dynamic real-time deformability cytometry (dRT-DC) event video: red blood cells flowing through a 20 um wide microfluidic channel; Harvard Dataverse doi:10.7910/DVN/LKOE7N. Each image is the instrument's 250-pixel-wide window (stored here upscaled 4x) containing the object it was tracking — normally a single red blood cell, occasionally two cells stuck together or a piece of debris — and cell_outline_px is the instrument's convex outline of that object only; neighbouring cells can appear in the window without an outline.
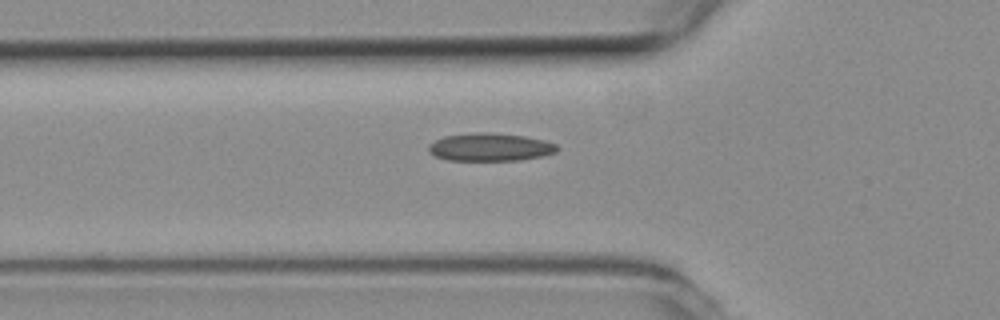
{"species": "common noctule bat (a hibernating species)", "species_latin": "Nyctalus noctula", "temperature_condition": "room temperature", "stored_images_in_passage": 26, "camera_frame_rate_fps": 3000, "um_per_image_px": 0.085, "animal": {"sex": "female", "body_mass_g": 19.3, "forearm_length_mm": 54.1}, "frame": {"image": 1, "passage_image": 2, "time_ms": 0.333, "image_size_px": [1000, 320], "cell_outline_px": [[560, 148], [556, 152], [544, 156], [520, 160], [448, 160], [436, 156], [428, 152], [428, 144], [444, 136], [476, 132], [488, 132], [524, 136], [544, 140], [556, 144]], "centroid_in_image_um": [41.67, 12.5], "position_along_channel_um": 84.1, "area_um2": 20.98}}
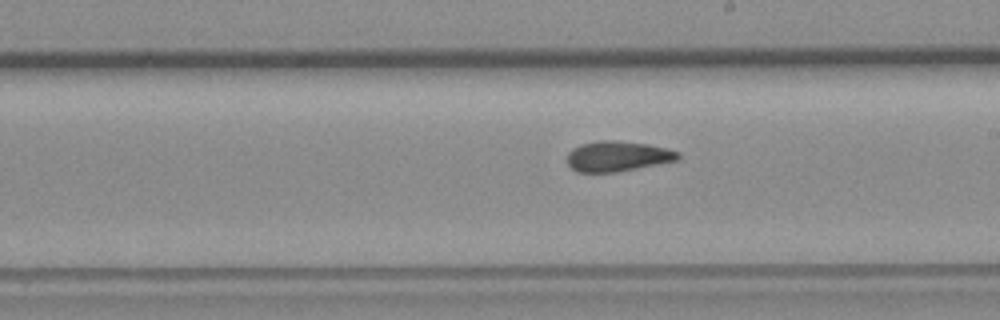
{"frame": {"image": 2, "passage_image": 14, "time_ms": 4.333, "image_size_px": [1000, 320], "cell_outline_px": [[680, 160], [616, 172], [576, 172], [568, 164], [568, 152], [572, 148], [580, 144], [600, 140], [616, 140], [648, 144], [668, 148], [680, 152]], "centroid_in_image_um": [52.52, 13.27], "position_along_channel_um": 236.5, "area_um2": 19.77}}
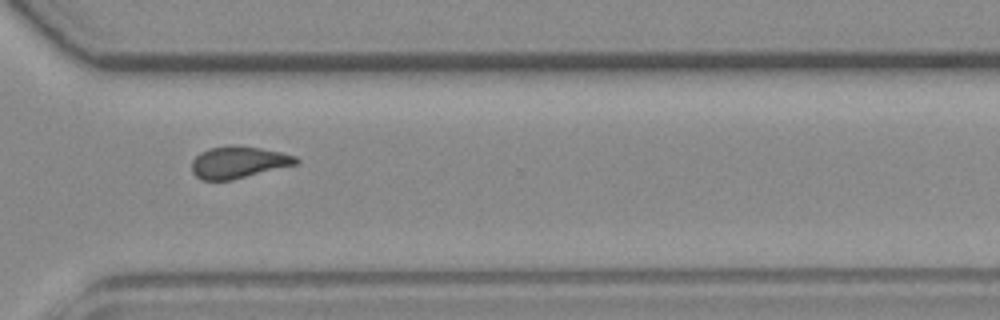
{"frame": {"image": 3, "passage_image": 23, "time_ms": 7.333, "image_size_px": [1000, 320], "cell_outline_px": [[300, 160], [296, 164], [232, 180], [204, 180], [196, 176], [192, 172], [192, 160], [200, 152], [208, 148], [228, 144], [232, 144], [260, 148], [280, 152], [296, 156]], "centroid_in_image_um": [20.24, 13.78], "position_along_channel_um": 350.4, "area_um2": 19.42}}